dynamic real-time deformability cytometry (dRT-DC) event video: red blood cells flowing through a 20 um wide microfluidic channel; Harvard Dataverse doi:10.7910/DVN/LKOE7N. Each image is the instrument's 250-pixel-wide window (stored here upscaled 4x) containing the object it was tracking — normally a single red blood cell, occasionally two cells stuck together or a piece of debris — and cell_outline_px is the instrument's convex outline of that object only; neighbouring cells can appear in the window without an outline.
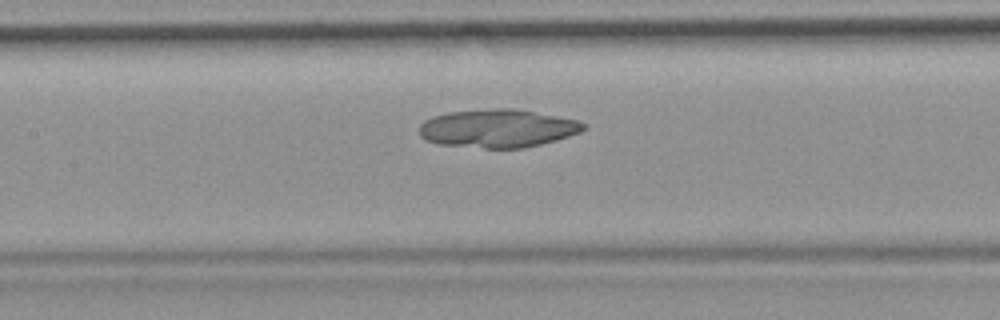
{"species": "common noctule bat (a hibernating species)", "species_latin": "Nyctalus noctula", "temperature_condition": "room temperature", "stored_images_in_passage": 41, "camera_frame_rate_fps": 3000, "um_per_image_px": 0.085, "animal": {"sex": "female", "body_mass_g": 19.9}, "frame": {"image": 1, "passage_image": 12, "time_ms": 3.667, "image_size_px": [1000, 320], "cell_outline_px": [[584, 128], [580, 132], [556, 140], [524, 148], [484, 148], [440, 144], [428, 140], [420, 136], [420, 124], [424, 120], [432, 116], [448, 112], [492, 108], [516, 108], [576, 120], [584, 124]], "centroid_in_image_um": [42.27, 10.9], "position_along_channel_um": 165.1, "area_um2": 36.41}}